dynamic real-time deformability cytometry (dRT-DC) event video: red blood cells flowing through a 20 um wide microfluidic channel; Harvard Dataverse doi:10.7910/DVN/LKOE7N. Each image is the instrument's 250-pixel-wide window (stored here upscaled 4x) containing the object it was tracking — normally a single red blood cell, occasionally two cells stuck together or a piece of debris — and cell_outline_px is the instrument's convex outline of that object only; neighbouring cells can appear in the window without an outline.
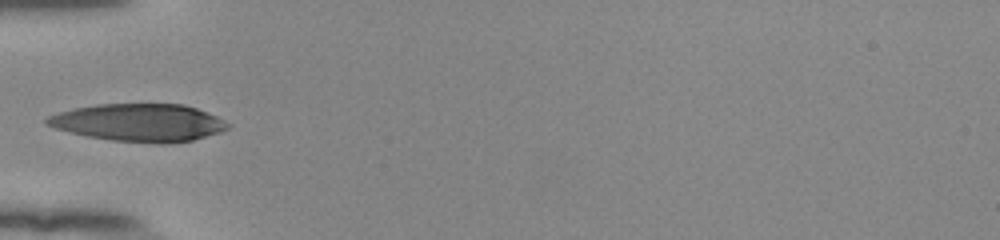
{"species": "human", "species_latin": "Homo sapiens", "temperature_condition": "room temperature", "stored_images_in_passage": 35, "camera_frame_rate_fps": 3000, "um_per_image_px": 0.085, "donor": {"sex": "female"}, "frame": {"image": 1, "passage_image": 1, "time_ms": 0.0, "image_size_px": [1000, 240], "cell_outline_px": [[232, 124], [228, 128], [220, 132], [192, 140], [164, 144], [160, 144], [112, 140], [88, 136], [56, 128], [44, 124], [44, 120], [48, 116], [60, 112], [76, 108], [96, 104], [184, 104], [196, 108], [216, 116]], "centroid_in_image_um": [11.84, 10.42], "position_along_channel_um": 73.2, "area_um2": 39.48}}
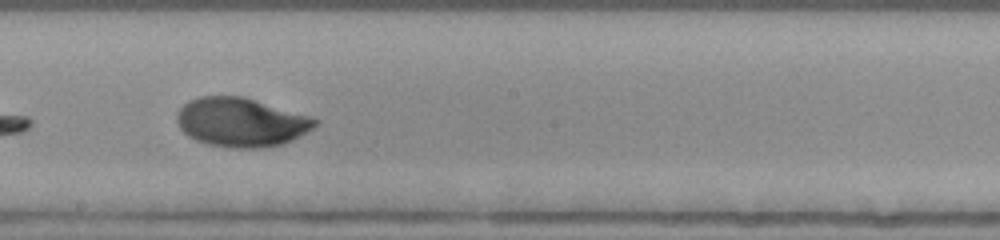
{"frame": {"image": 2, "passage_image": 13, "time_ms": 4.0, "image_size_px": [1000, 240], "cell_outline_px": [[320, 120], [312, 128], [292, 140], [284, 144], [264, 148], [232, 148], [208, 144], [196, 140], [188, 136], [180, 128], [176, 120], [176, 112], [188, 100], [200, 96], [244, 96], [312, 116]], "centroid_in_image_um": [20.49, 10.38], "position_along_channel_um": 227.7, "area_um2": 39.77}}
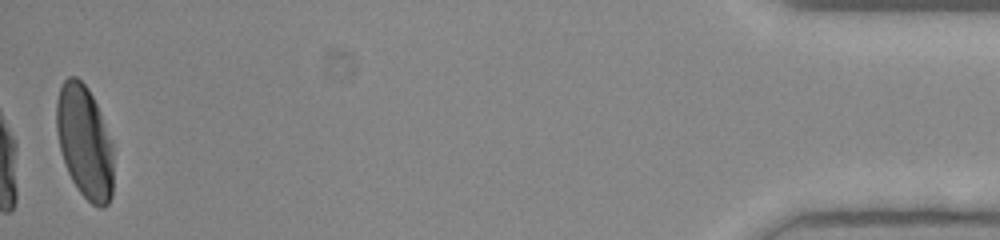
{"frame": {"image": 3, "passage_image": 35, "time_ms": 11.333, "image_size_px": [1000, 240], "cell_outline_px": [[112, 196], [108, 204], [104, 208], [100, 208], [92, 204], [80, 192], [72, 180], [64, 164], [60, 148], [56, 128], [56, 100], [60, 88], [64, 80], [68, 76], [76, 76], [88, 88], [100, 112], [112, 140]], "centroid_in_image_um": [7.19, 12.06], "position_along_channel_um": 428.0, "area_um2": 37.51}, "authors_computed_cell_mechanics": {"area_um2": 38.726, "velocity_mm_per_s": 3.873, "shape_relaxation_time_tau1_ms": 4.0802, "shape_relaxation_time_tau2_ms": 0.99, "deformation_change_tau1": 0.1883, "deformation_change_tau2": 0.0315}}